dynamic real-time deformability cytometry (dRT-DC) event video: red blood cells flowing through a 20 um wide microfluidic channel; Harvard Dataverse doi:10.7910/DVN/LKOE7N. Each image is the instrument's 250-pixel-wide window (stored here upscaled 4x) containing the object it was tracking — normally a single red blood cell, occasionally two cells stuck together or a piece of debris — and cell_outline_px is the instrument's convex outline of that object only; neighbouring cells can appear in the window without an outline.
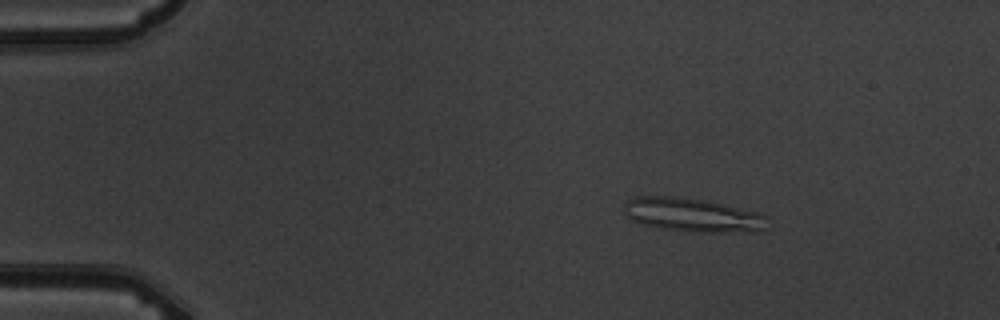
{"species": "common noctule bat (a hibernating species)", "species_latin": "Nyctalus noctula", "temperature_condition": "warm", "stored_images_in_passage": 6, "camera_frame_rate_fps": 3000, "um_per_image_px": 0.085, "animal": {"sex": "male", "body_mass_g": 19.5, "forearm_length_mm": 54.6}, "frame": {"image": 1, "passage_image": 3, "time_ms": 2.333, "image_size_px": [1000, 320], "cell_outline_px": [[768, 228], [764, 232], [692, 232], [664, 228], [644, 224], [628, 220], [624, 216], [624, 204], [628, 200], [636, 196], [668, 196], [704, 200], [724, 204], [756, 212], [768, 216]], "centroid_in_image_um": [58.91, 18.29], "position_along_channel_um": 26.1, "area_um2": 28.55}}